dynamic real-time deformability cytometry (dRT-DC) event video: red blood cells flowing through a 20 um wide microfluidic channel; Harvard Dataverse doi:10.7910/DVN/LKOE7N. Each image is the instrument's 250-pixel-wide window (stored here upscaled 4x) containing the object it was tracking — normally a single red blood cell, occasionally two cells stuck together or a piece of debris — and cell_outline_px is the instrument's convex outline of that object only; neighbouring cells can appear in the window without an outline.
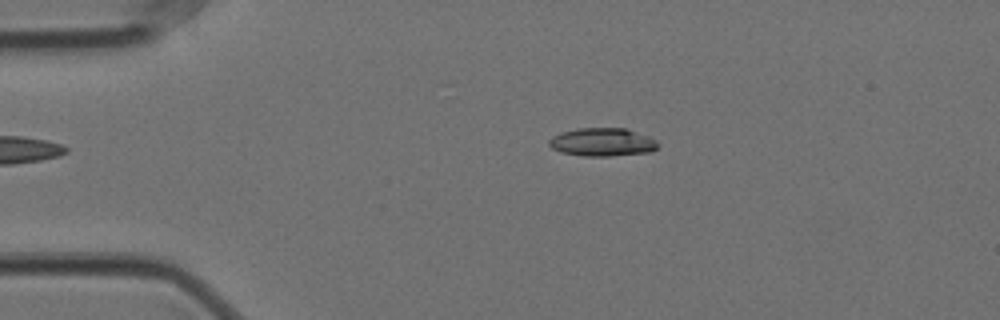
{"species": "Egyptian fruit bat (a non-hibernating species)", "species_latin": "Rousettus aegyptiacus", "temperature_condition": "cold", "stored_images_in_passage": 46, "camera_frame_rate_fps": 3000, "um_per_image_px": 0.085, "animal": {"sex": "female"}, "frame": {"image": 1, "passage_image": 1, "time_ms": 0.0, "image_size_px": [1000, 320], "cell_outline_px": [[660, 144], [652, 152], [612, 156], [584, 156], [560, 152], [552, 148], [548, 144], [548, 140], [552, 136], [560, 132], [576, 128], [624, 128], [648, 136], [656, 140]], "centroid_in_image_um": [51.19, 12.08], "position_along_channel_um": 33.8, "area_um2": 18.09}}
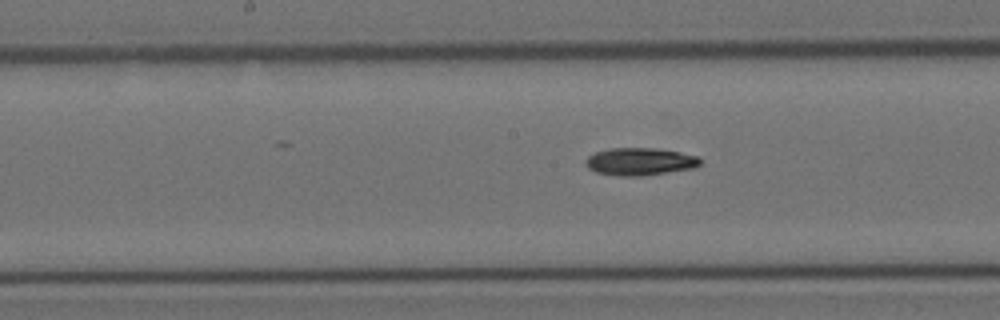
{"frame": {"image": 2, "passage_image": 18, "time_ms": 5.667, "image_size_px": [1000, 320], "cell_outline_px": [[700, 164], [696, 168], [640, 176], [620, 176], [596, 172], [588, 168], [584, 164], [584, 160], [588, 156], [596, 152], [608, 148], [656, 148], [680, 152], [696, 156], [700, 160]], "centroid_in_image_um": [54.36, 13.73], "position_along_channel_um": 193.8, "area_um2": 18.44}}
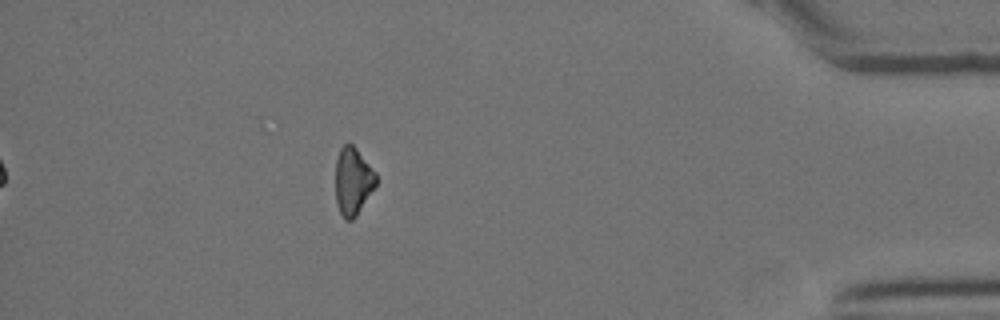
{"frame": {"image": 3, "passage_image": 40, "time_ms": 13.0, "image_size_px": [1000, 320], "cell_outline_px": [[376, 184], [356, 216], [352, 220], [344, 220], [336, 204], [336, 160], [340, 148], [344, 144], [352, 144], [356, 148], [376, 172]], "centroid_in_image_um": [29.99, 15.4], "position_along_channel_um": 405.2, "area_um2": 15.84}, "authors_computed_cell_mechanics": {"area_um2": 17.7446, "velocity_mm_per_s": 3.537, "shape_relaxation_time_tau1_ms": 6.6158, "shape_relaxation_time_tau2_ms": null, "deformation_change_tau1": 0.1328, "deformation_change_tau2": null}}